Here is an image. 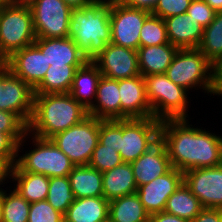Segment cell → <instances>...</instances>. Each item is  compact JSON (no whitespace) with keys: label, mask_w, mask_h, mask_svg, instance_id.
<instances>
[{"label":"cell","mask_w":222,"mask_h":222,"mask_svg":"<svg viewBox=\"0 0 222 222\" xmlns=\"http://www.w3.org/2000/svg\"><path fill=\"white\" fill-rule=\"evenodd\" d=\"M190 120L161 121L160 140L165 145L172 167L184 173L190 169L221 165V134L189 124Z\"/></svg>","instance_id":"1"},{"label":"cell","mask_w":222,"mask_h":222,"mask_svg":"<svg viewBox=\"0 0 222 222\" xmlns=\"http://www.w3.org/2000/svg\"><path fill=\"white\" fill-rule=\"evenodd\" d=\"M88 116V109L70 93L35 94L28 132L50 139L55 134L79 124Z\"/></svg>","instance_id":"2"},{"label":"cell","mask_w":222,"mask_h":222,"mask_svg":"<svg viewBox=\"0 0 222 222\" xmlns=\"http://www.w3.org/2000/svg\"><path fill=\"white\" fill-rule=\"evenodd\" d=\"M70 38L92 61L111 43L110 2L92 1L70 13Z\"/></svg>","instance_id":"3"},{"label":"cell","mask_w":222,"mask_h":222,"mask_svg":"<svg viewBox=\"0 0 222 222\" xmlns=\"http://www.w3.org/2000/svg\"><path fill=\"white\" fill-rule=\"evenodd\" d=\"M28 139H31L32 142ZM27 142H31V147H29L31 150L28 148L29 151L23 147H26ZM74 167L75 164L51 139L40 138L27 131L18 143L17 161L10 172L39 173L52 178L68 176Z\"/></svg>","instance_id":"4"},{"label":"cell","mask_w":222,"mask_h":222,"mask_svg":"<svg viewBox=\"0 0 222 222\" xmlns=\"http://www.w3.org/2000/svg\"><path fill=\"white\" fill-rule=\"evenodd\" d=\"M164 74L188 91L201 89L208 96L218 95L215 67L198 48L178 49Z\"/></svg>","instance_id":"5"},{"label":"cell","mask_w":222,"mask_h":222,"mask_svg":"<svg viewBox=\"0 0 222 222\" xmlns=\"http://www.w3.org/2000/svg\"><path fill=\"white\" fill-rule=\"evenodd\" d=\"M143 78L153 118L160 121L191 119L189 116L191 113L188 110L191 107L189 103L192 98L188 97L190 91L174 84L165 74H152Z\"/></svg>","instance_id":"6"},{"label":"cell","mask_w":222,"mask_h":222,"mask_svg":"<svg viewBox=\"0 0 222 222\" xmlns=\"http://www.w3.org/2000/svg\"><path fill=\"white\" fill-rule=\"evenodd\" d=\"M36 40L29 6L6 3L0 7V61Z\"/></svg>","instance_id":"7"},{"label":"cell","mask_w":222,"mask_h":222,"mask_svg":"<svg viewBox=\"0 0 222 222\" xmlns=\"http://www.w3.org/2000/svg\"><path fill=\"white\" fill-rule=\"evenodd\" d=\"M50 139L75 166L88 165L99 141V119L88 116Z\"/></svg>","instance_id":"8"},{"label":"cell","mask_w":222,"mask_h":222,"mask_svg":"<svg viewBox=\"0 0 222 222\" xmlns=\"http://www.w3.org/2000/svg\"><path fill=\"white\" fill-rule=\"evenodd\" d=\"M161 121L153 117L120 119L119 153L126 163L134 162L160 139Z\"/></svg>","instance_id":"9"},{"label":"cell","mask_w":222,"mask_h":222,"mask_svg":"<svg viewBox=\"0 0 222 222\" xmlns=\"http://www.w3.org/2000/svg\"><path fill=\"white\" fill-rule=\"evenodd\" d=\"M29 7L36 38L70 37L72 8L63 0H35Z\"/></svg>","instance_id":"10"},{"label":"cell","mask_w":222,"mask_h":222,"mask_svg":"<svg viewBox=\"0 0 222 222\" xmlns=\"http://www.w3.org/2000/svg\"><path fill=\"white\" fill-rule=\"evenodd\" d=\"M149 11L132 8L121 0L110 2L111 43L138 50L140 47V31Z\"/></svg>","instance_id":"11"},{"label":"cell","mask_w":222,"mask_h":222,"mask_svg":"<svg viewBox=\"0 0 222 222\" xmlns=\"http://www.w3.org/2000/svg\"><path fill=\"white\" fill-rule=\"evenodd\" d=\"M34 89L0 65V110L15 113L27 126L34 106Z\"/></svg>","instance_id":"12"},{"label":"cell","mask_w":222,"mask_h":222,"mask_svg":"<svg viewBox=\"0 0 222 222\" xmlns=\"http://www.w3.org/2000/svg\"><path fill=\"white\" fill-rule=\"evenodd\" d=\"M183 182L203 208L222 209V164L190 169L183 173Z\"/></svg>","instance_id":"13"},{"label":"cell","mask_w":222,"mask_h":222,"mask_svg":"<svg viewBox=\"0 0 222 222\" xmlns=\"http://www.w3.org/2000/svg\"><path fill=\"white\" fill-rule=\"evenodd\" d=\"M92 62L98 67L102 76L121 80L141 75L138 52L113 43L95 57Z\"/></svg>","instance_id":"14"},{"label":"cell","mask_w":222,"mask_h":222,"mask_svg":"<svg viewBox=\"0 0 222 222\" xmlns=\"http://www.w3.org/2000/svg\"><path fill=\"white\" fill-rule=\"evenodd\" d=\"M183 183V172L171 168L150 183L137 188V195L149 215L164 211L168 198Z\"/></svg>","instance_id":"15"},{"label":"cell","mask_w":222,"mask_h":222,"mask_svg":"<svg viewBox=\"0 0 222 222\" xmlns=\"http://www.w3.org/2000/svg\"><path fill=\"white\" fill-rule=\"evenodd\" d=\"M3 64L33 89L43 80L50 67L45 55L35 44L14 52Z\"/></svg>","instance_id":"16"},{"label":"cell","mask_w":222,"mask_h":222,"mask_svg":"<svg viewBox=\"0 0 222 222\" xmlns=\"http://www.w3.org/2000/svg\"><path fill=\"white\" fill-rule=\"evenodd\" d=\"M121 119L152 117L142 75L119 80Z\"/></svg>","instance_id":"17"},{"label":"cell","mask_w":222,"mask_h":222,"mask_svg":"<svg viewBox=\"0 0 222 222\" xmlns=\"http://www.w3.org/2000/svg\"><path fill=\"white\" fill-rule=\"evenodd\" d=\"M131 166L137 187L150 183L172 168L165 145L160 139L132 162Z\"/></svg>","instance_id":"18"},{"label":"cell","mask_w":222,"mask_h":222,"mask_svg":"<svg viewBox=\"0 0 222 222\" xmlns=\"http://www.w3.org/2000/svg\"><path fill=\"white\" fill-rule=\"evenodd\" d=\"M34 44L50 65H85L89 60L70 38H36Z\"/></svg>","instance_id":"19"},{"label":"cell","mask_w":222,"mask_h":222,"mask_svg":"<svg viewBox=\"0 0 222 222\" xmlns=\"http://www.w3.org/2000/svg\"><path fill=\"white\" fill-rule=\"evenodd\" d=\"M165 20L169 43L178 47L198 48L204 33V27L187 13L168 17Z\"/></svg>","instance_id":"20"},{"label":"cell","mask_w":222,"mask_h":222,"mask_svg":"<svg viewBox=\"0 0 222 222\" xmlns=\"http://www.w3.org/2000/svg\"><path fill=\"white\" fill-rule=\"evenodd\" d=\"M88 115L101 120L121 119L119 80L101 76L96 98L88 109Z\"/></svg>","instance_id":"21"},{"label":"cell","mask_w":222,"mask_h":222,"mask_svg":"<svg viewBox=\"0 0 222 222\" xmlns=\"http://www.w3.org/2000/svg\"><path fill=\"white\" fill-rule=\"evenodd\" d=\"M103 197L110 201L137 191L131 163L123 162L102 173Z\"/></svg>","instance_id":"22"},{"label":"cell","mask_w":222,"mask_h":222,"mask_svg":"<svg viewBox=\"0 0 222 222\" xmlns=\"http://www.w3.org/2000/svg\"><path fill=\"white\" fill-rule=\"evenodd\" d=\"M63 217L64 222H104L109 219V201L103 196L75 199Z\"/></svg>","instance_id":"23"},{"label":"cell","mask_w":222,"mask_h":222,"mask_svg":"<svg viewBox=\"0 0 222 222\" xmlns=\"http://www.w3.org/2000/svg\"><path fill=\"white\" fill-rule=\"evenodd\" d=\"M178 49L170 43L139 47L137 52L141 75L164 74Z\"/></svg>","instance_id":"24"},{"label":"cell","mask_w":222,"mask_h":222,"mask_svg":"<svg viewBox=\"0 0 222 222\" xmlns=\"http://www.w3.org/2000/svg\"><path fill=\"white\" fill-rule=\"evenodd\" d=\"M101 76L98 67L92 61H88L75 72L69 93L86 109H89L95 101Z\"/></svg>","instance_id":"25"},{"label":"cell","mask_w":222,"mask_h":222,"mask_svg":"<svg viewBox=\"0 0 222 222\" xmlns=\"http://www.w3.org/2000/svg\"><path fill=\"white\" fill-rule=\"evenodd\" d=\"M75 199L103 196L102 173L89 165L75 166L68 175Z\"/></svg>","instance_id":"26"},{"label":"cell","mask_w":222,"mask_h":222,"mask_svg":"<svg viewBox=\"0 0 222 222\" xmlns=\"http://www.w3.org/2000/svg\"><path fill=\"white\" fill-rule=\"evenodd\" d=\"M9 181L29 203L46 200L49 190V177L30 172H9ZM12 181V182H11Z\"/></svg>","instance_id":"27"},{"label":"cell","mask_w":222,"mask_h":222,"mask_svg":"<svg viewBox=\"0 0 222 222\" xmlns=\"http://www.w3.org/2000/svg\"><path fill=\"white\" fill-rule=\"evenodd\" d=\"M84 65H50L34 94L69 93L75 72Z\"/></svg>","instance_id":"28"},{"label":"cell","mask_w":222,"mask_h":222,"mask_svg":"<svg viewBox=\"0 0 222 222\" xmlns=\"http://www.w3.org/2000/svg\"><path fill=\"white\" fill-rule=\"evenodd\" d=\"M109 220L111 222H149L150 215L135 192L109 201Z\"/></svg>","instance_id":"29"},{"label":"cell","mask_w":222,"mask_h":222,"mask_svg":"<svg viewBox=\"0 0 222 222\" xmlns=\"http://www.w3.org/2000/svg\"><path fill=\"white\" fill-rule=\"evenodd\" d=\"M202 209L199 199L183 182L168 198L164 211L190 222Z\"/></svg>","instance_id":"30"},{"label":"cell","mask_w":222,"mask_h":222,"mask_svg":"<svg viewBox=\"0 0 222 222\" xmlns=\"http://www.w3.org/2000/svg\"><path fill=\"white\" fill-rule=\"evenodd\" d=\"M198 49L215 68L222 61V11L216 12L213 21L204 28Z\"/></svg>","instance_id":"31"},{"label":"cell","mask_w":222,"mask_h":222,"mask_svg":"<svg viewBox=\"0 0 222 222\" xmlns=\"http://www.w3.org/2000/svg\"><path fill=\"white\" fill-rule=\"evenodd\" d=\"M6 188L4 190L2 187V222H28L30 203L13 187L6 186Z\"/></svg>","instance_id":"32"},{"label":"cell","mask_w":222,"mask_h":222,"mask_svg":"<svg viewBox=\"0 0 222 222\" xmlns=\"http://www.w3.org/2000/svg\"><path fill=\"white\" fill-rule=\"evenodd\" d=\"M46 200L63 215L75 200L68 176L49 178V190Z\"/></svg>","instance_id":"33"},{"label":"cell","mask_w":222,"mask_h":222,"mask_svg":"<svg viewBox=\"0 0 222 222\" xmlns=\"http://www.w3.org/2000/svg\"><path fill=\"white\" fill-rule=\"evenodd\" d=\"M166 43H169V40L165 20L151 13L140 31V47Z\"/></svg>","instance_id":"34"},{"label":"cell","mask_w":222,"mask_h":222,"mask_svg":"<svg viewBox=\"0 0 222 222\" xmlns=\"http://www.w3.org/2000/svg\"><path fill=\"white\" fill-rule=\"evenodd\" d=\"M122 163L123 160L120 156V153L115 150V148L106 147L98 142L88 165L103 173L115 168L117 165Z\"/></svg>","instance_id":"35"},{"label":"cell","mask_w":222,"mask_h":222,"mask_svg":"<svg viewBox=\"0 0 222 222\" xmlns=\"http://www.w3.org/2000/svg\"><path fill=\"white\" fill-rule=\"evenodd\" d=\"M28 222H64V217L47 200H43L30 203Z\"/></svg>","instance_id":"36"},{"label":"cell","mask_w":222,"mask_h":222,"mask_svg":"<svg viewBox=\"0 0 222 222\" xmlns=\"http://www.w3.org/2000/svg\"><path fill=\"white\" fill-rule=\"evenodd\" d=\"M27 131L28 126L15 113L0 110V132L10 134L19 143Z\"/></svg>","instance_id":"37"},{"label":"cell","mask_w":222,"mask_h":222,"mask_svg":"<svg viewBox=\"0 0 222 222\" xmlns=\"http://www.w3.org/2000/svg\"><path fill=\"white\" fill-rule=\"evenodd\" d=\"M99 143L106 147L115 148L119 152L120 119H99Z\"/></svg>","instance_id":"38"},{"label":"cell","mask_w":222,"mask_h":222,"mask_svg":"<svg viewBox=\"0 0 222 222\" xmlns=\"http://www.w3.org/2000/svg\"><path fill=\"white\" fill-rule=\"evenodd\" d=\"M192 0H158L153 15L162 19L186 13Z\"/></svg>","instance_id":"39"},{"label":"cell","mask_w":222,"mask_h":222,"mask_svg":"<svg viewBox=\"0 0 222 222\" xmlns=\"http://www.w3.org/2000/svg\"><path fill=\"white\" fill-rule=\"evenodd\" d=\"M18 142L8 133L0 132V159L11 169L17 161Z\"/></svg>","instance_id":"40"},{"label":"cell","mask_w":222,"mask_h":222,"mask_svg":"<svg viewBox=\"0 0 222 222\" xmlns=\"http://www.w3.org/2000/svg\"><path fill=\"white\" fill-rule=\"evenodd\" d=\"M204 28L214 19L216 12L204 0H192L186 12Z\"/></svg>","instance_id":"41"},{"label":"cell","mask_w":222,"mask_h":222,"mask_svg":"<svg viewBox=\"0 0 222 222\" xmlns=\"http://www.w3.org/2000/svg\"><path fill=\"white\" fill-rule=\"evenodd\" d=\"M190 222H222V209L203 208Z\"/></svg>","instance_id":"42"},{"label":"cell","mask_w":222,"mask_h":222,"mask_svg":"<svg viewBox=\"0 0 222 222\" xmlns=\"http://www.w3.org/2000/svg\"><path fill=\"white\" fill-rule=\"evenodd\" d=\"M127 6L132 8L143 9L150 13L154 10L158 0H121Z\"/></svg>","instance_id":"43"},{"label":"cell","mask_w":222,"mask_h":222,"mask_svg":"<svg viewBox=\"0 0 222 222\" xmlns=\"http://www.w3.org/2000/svg\"><path fill=\"white\" fill-rule=\"evenodd\" d=\"M149 222H188L181 217L169 214L165 211L150 215Z\"/></svg>","instance_id":"44"},{"label":"cell","mask_w":222,"mask_h":222,"mask_svg":"<svg viewBox=\"0 0 222 222\" xmlns=\"http://www.w3.org/2000/svg\"><path fill=\"white\" fill-rule=\"evenodd\" d=\"M9 172L10 168L0 159V188L9 183Z\"/></svg>","instance_id":"45"},{"label":"cell","mask_w":222,"mask_h":222,"mask_svg":"<svg viewBox=\"0 0 222 222\" xmlns=\"http://www.w3.org/2000/svg\"><path fill=\"white\" fill-rule=\"evenodd\" d=\"M71 8H82L90 4L93 0H63Z\"/></svg>","instance_id":"46"},{"label":"cell","mask_w":222,"mask_h":222,"mask_svg":"<svg viewBox=\"0 0 222 222\" xmlns=\"http://www.w3.org/2000/svg\"><path fill=\"white\" fill-rule=\"evenodd\" d=\"M215 12L222 11V0H204Z\"/></svg>","instance_id":"47"},{"label":"cell","mask_w":222,"mask_h":222,"mask_svg":"<svg viewBox=\"0 0 222 222\" xmlns=\"http://www.w3.org/2000/svg\"><path fill=\"white\" fill-rule=\"evenodd\" d=\"M35 0H7V3L13 5L30 6Z\"/></svg>","instance_id":"48"},{"label":"cell","mask_w":222,"mask_h":222,"mask_svg":"<svg viewBox=\"0 0 222 222\" xmlns=\"http://www.w3.org/2000/svg\"><path fill=\"white\" fill-rule=\"evenodd\" d=\"M215 78L218 85L222 82V61L220 64L215 68Z\"/></svg>","instance_id":"49"},{"label":"cell","mask_w":222,"mask_h":222,"mask_svg":"<svg viewBox=\"0 0 222 222\" xmlns=\"http://www.w3.org/2000/svg\"><path fill=\"white\" fill-rule=\"evenodd\" d=\"M3 219V209H2V187L0 188V222Z\"/></svg>","instance_id":"50"},{"label":"cell","mask_w":222,"mask_h":222,"mask_svg":"<svg viewBox=\"0 0 222 222\" xmlns=\"http://www.w3.org/2000/svg\"><path fill=\"white\" fill-rule=\"evenodd\" d=\"M218 97L221 96L222 99V82L218 85Z\"/></svg>","instance_id":"51"},{"label":"cell","mask_w":222,"mask_h":222,"mask_svg":"<svg viewBox=\"0 0 222 222\" xmlns=\"http://www.w3.org/2000/svg\"><path fill=\"white\" fill-rule=\"evenodd\" d=\"M7 3V0H0V7H2L3 5H5Z\"/></svg>","instance_id":"52"},{"label":"cell","mask_w":222,"mask_h":222,"mask_svg":"<svg viewBox=\"0 0 222 222\" xmlns=\"http://www.w3.org/2000/svg\"><path fill=\"white\" fill-rule=\"evenodd\" d=\"M93 1H106V2H111L113 0H93Z\"/></svg>","instance_id":"53"}]
</instances>
